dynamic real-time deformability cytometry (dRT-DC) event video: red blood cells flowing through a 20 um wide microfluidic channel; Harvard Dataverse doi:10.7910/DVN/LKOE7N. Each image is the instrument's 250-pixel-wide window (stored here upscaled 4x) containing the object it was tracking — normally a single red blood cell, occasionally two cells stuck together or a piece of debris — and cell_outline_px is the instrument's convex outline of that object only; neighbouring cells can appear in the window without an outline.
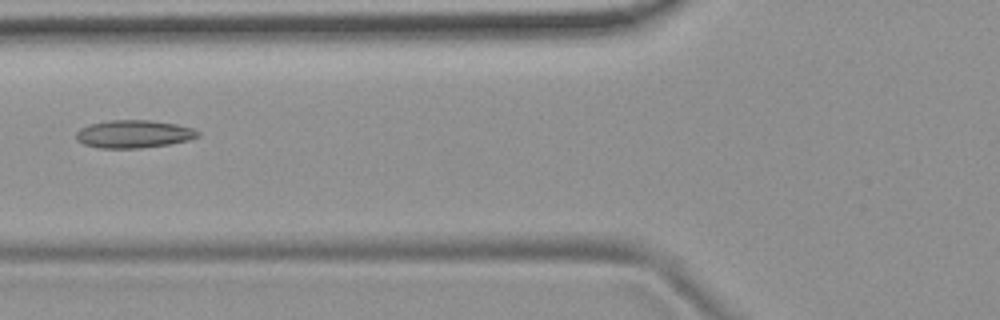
{"species": "common noctule bat (a hibernating species)", "species_latin": "Nyctalus noctula", "temperature_condition": "room temperature", "stored_images_in_passage": 5, "camera_frame_rate_fps": 3000, "um_per_image_px": 0.085, "animal": {"sex": "female", "body_mass_g": 19.9}, "frame": {"image": 1, "passage_image": 5, "time_ms": 5.333, "image_size_px": [1000, 320], "cell_outline_px": [[200, 136], [188, 140], [168, 144], [140, 148], [100, 148], [84, 144], [76, 140], [76, 132], [80, 128], [92, 124], [108, 120], [148, 120], [176, 124], [192, 128], [200, 132]], "centroid_in_image_um": [11.36, 11.39], "position_along_channel_um": 114.4, "area_um2": 19.65}}